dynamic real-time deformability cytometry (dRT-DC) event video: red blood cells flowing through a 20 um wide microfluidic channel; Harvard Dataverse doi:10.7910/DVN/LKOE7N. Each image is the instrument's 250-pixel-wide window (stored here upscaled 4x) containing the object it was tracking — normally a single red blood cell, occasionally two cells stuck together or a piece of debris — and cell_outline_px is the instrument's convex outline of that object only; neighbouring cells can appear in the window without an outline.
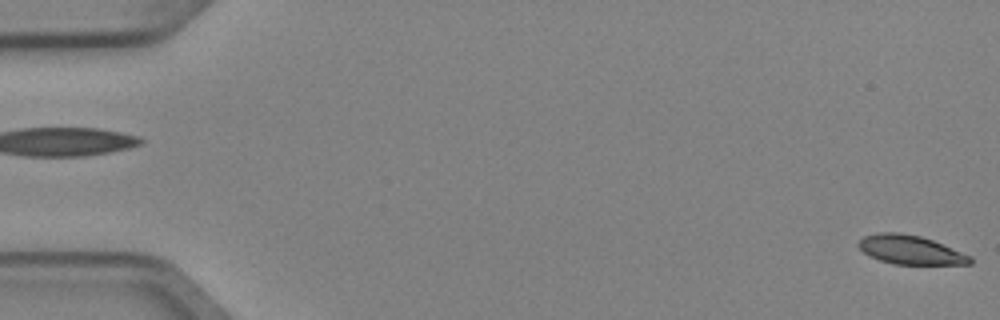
{"species": "Egyptian fruit bat (a non-hibernating species)", "species_latin": "Rousettus aegyptiacus", "temperature_condition": "cold", "stored_images_in_passage": 3, "segment_of_instrument_passage": [2, 2], "camera_frame_rate_fps": 3000, "um_per_image_px": 0.085, "animal": {"sex": "female"}, "frame": {"image": 1, "passage_image": 3, "time_ms": 0.667, "image_size_px": [1000, 320], "cell_outline_px": [[972, 264], [892, 264], [880, 260], [864, 252], [856, 244], [864, 236], [880, 232], [900, 232], [920, 236], [932, 240], [972, 256]], "centroid_in_image_um": [77.39, 21.23], "position_along_channel_um": 7.6, "area_um2": 18.67}}